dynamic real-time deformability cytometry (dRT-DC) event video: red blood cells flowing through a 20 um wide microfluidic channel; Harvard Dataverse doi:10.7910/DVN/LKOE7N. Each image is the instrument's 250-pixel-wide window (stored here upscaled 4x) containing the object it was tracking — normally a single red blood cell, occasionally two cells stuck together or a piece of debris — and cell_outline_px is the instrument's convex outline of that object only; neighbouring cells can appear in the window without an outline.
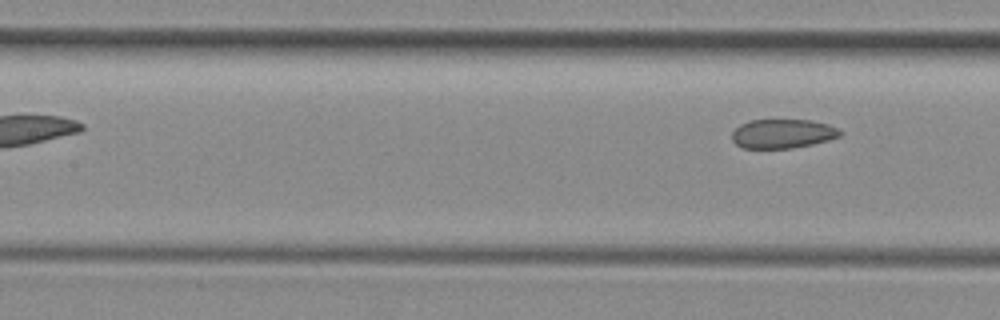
{"species": "common noctule bat (a hibernating species)", "species_latin": "Nyctalus noctula", "temperature_condition": "room temperature", "stored_images_in_passage": 5, "segment_of_instrument_passage": [2, 2], "camera_frame_rate_fps": 3000, "um_per_image_px": 0.085, "animal": {"sex": "female", "body_mass_g": 29.2, "forearm_length_mm": 56.3}, "frame": {"image": 1, "passage_image": 5, "time_ms": 1.333, "image_size_px": [1000, 320], "cell_outline_px": [[844, 132], [840, 136], [828, 140], [812, 144], [792, 148], [744, 148], [736, 144], [732, 140], [732, 132], [740, 124], [752, 120], [812, 120], [828, 124], [840, 128]], "centroid_in_image_um": [66.56, 11.36], "position_along_channel_um": 140.8, "area_um2": 18.44}}